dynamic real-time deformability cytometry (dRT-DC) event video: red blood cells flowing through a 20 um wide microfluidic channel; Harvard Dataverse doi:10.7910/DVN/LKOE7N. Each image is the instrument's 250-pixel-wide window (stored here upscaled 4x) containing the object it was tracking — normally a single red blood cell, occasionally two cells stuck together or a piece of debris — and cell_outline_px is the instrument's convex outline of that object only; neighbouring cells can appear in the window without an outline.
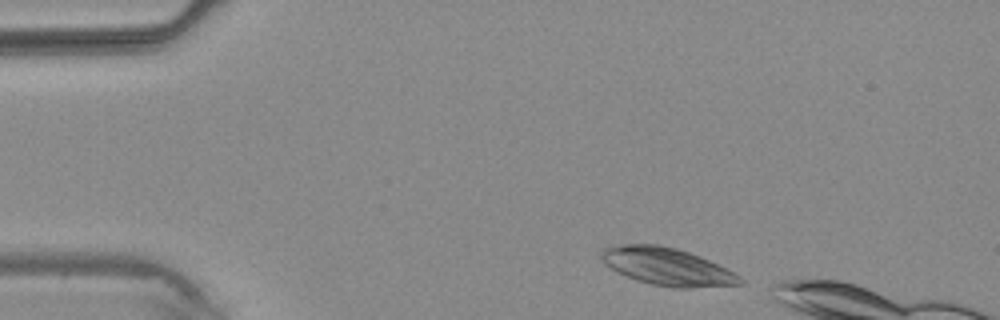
{"species": "common noctule bat (a hibernating species)", "species_latin": "Nyctalus noctula", "temperature_condition": "warm", "stored_images_in_passage": 3, "camera_frame_rate_fps": 3000, "um_per_image_px": 0.085, "animal": {"sex": "male", "body_mass_g": 20.4}, "frame": {"image": 1, "passage_image": 1, "time_ms": 0.0, "image_size_px": [1000, 320], "cell_outline_px": [[744, 284], [692, 288], [672, 288], [652, 284], [636, 280], [616, 272], [604, 264], [600, 256], [600, 252], [604, 248], [620, 244], [660, 244], [676, 248], [700, 256], [728, 268], [740, 276], [744, 280]], "centroid_in_image_um": [56.71, 22.66], "position_along_channel_um": 28.3, "area_um2": 30.69}}